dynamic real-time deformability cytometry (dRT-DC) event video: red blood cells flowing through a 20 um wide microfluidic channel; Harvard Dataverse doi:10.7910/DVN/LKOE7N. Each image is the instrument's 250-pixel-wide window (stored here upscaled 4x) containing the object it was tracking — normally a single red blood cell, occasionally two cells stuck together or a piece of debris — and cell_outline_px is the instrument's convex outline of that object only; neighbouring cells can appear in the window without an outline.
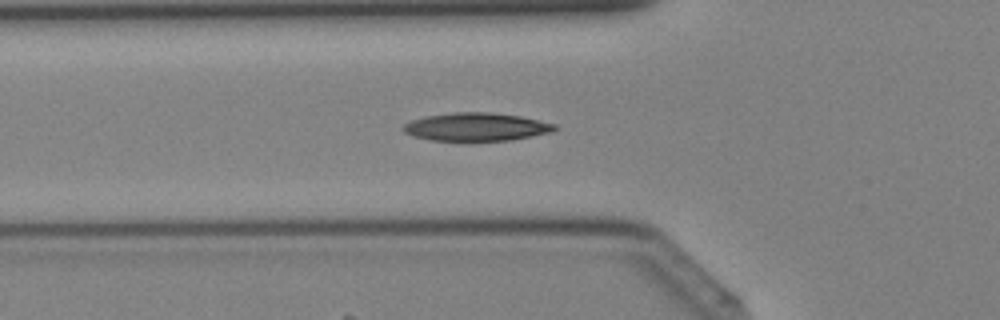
{"species": "Egyptian fruit bat (a non-hibernating species)", "species_latin": "Rousettus aegyptiacus", "temperature_condition": "cold", "stored_images_in_passage": 35, "camera_frame_rate_fps": 3000, "um_per_image_px": 0.085, "animal": {"sex": "female"}, "frame": {"image": 1, "passage_image": 9, "time_ms": 2.667, "image_size_px": [1000, 320], "cell_outline_px": [[556, 128], [552, 132], [512, 140], [432, 140], [412, 136], [404, 132], [400, 128], [404, 124], [412, 120], [424, 116], [452, 112], [488, 112], [520, 116], [556, 124]], "centroid_in_image_um": [40.45, 10.78], "position_along_channel_um": 85.4, "area_um2": 24.74}}
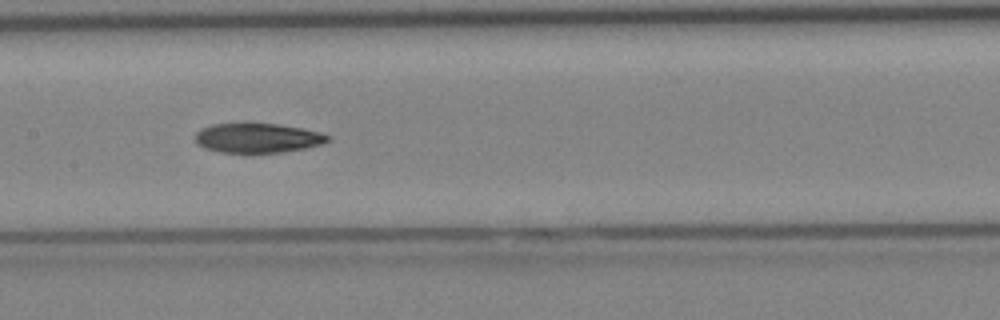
{"frame": {"image": 2, "passage_image": 15, "time_ms": 4.667, "image_size_px": [1000, 320], "cell_outline_px": [[332, 140], [320, 144], [304, 148], [284, 152], [248, 156], [220, 152], [204, 148], [196, 144], [196, 132], [212, 124], [244, 120], [248, 120], [280, 124], [304, 128], [320, 132], [332, 136]], "centroid_in_image_um": [21.88, 11.72], "position_along_channel_um": 185.5, "area_um2": 24.68}}
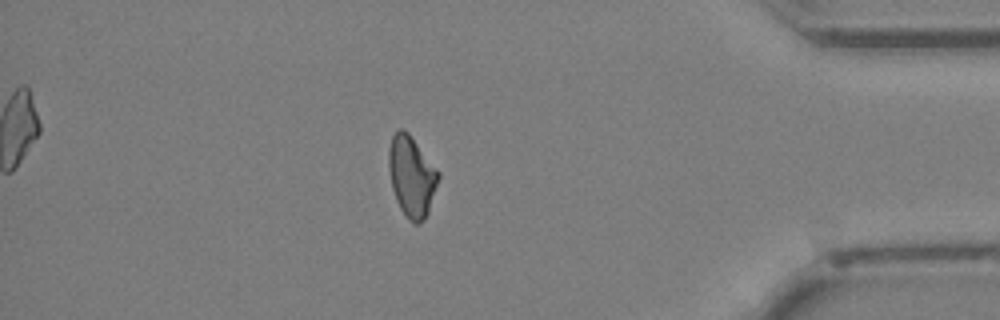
{"frame": {"image": 3, "passage_image": 30, "time_ms": 9.667, "image_size_px": [1000, 320], "cell_outline_px": [[440, 176], [428, 212], [420, 224], [416, 224], [408, 220], [400, 208], [396, 200], [392, 188], [388, 168], [388, 148], [392, 136], [400, 128], [404, 128], [408, 132], [440, 172]], "centroid_in_image_um": [34.98, 14.98], "position_along_channel_um": 400.2, "area_um2": 23.41}}